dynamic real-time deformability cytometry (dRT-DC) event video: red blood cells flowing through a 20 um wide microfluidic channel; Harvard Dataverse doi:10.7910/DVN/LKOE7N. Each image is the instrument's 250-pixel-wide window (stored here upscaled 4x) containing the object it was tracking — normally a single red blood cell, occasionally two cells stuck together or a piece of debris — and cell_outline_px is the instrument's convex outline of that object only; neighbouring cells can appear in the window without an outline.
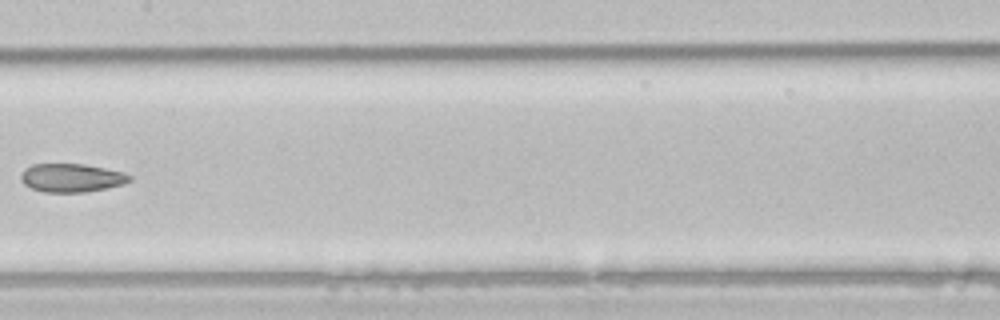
{"species": "common noctule bat (a hibernating species)", "species_latin": "Nyctalus noctula", "temperature_condition": "room temperature", "stored_images_in_passage": 4, "camera_frame_rate_fps": 3000, "um_per_image_px": 0.085, "animal": {"sex": "male", "body_mass_g": 21.5, "forearm_length_mm": 52.0}, "frame": {"image": 1, "passage_image": 4, "time_ms": 1.0, "image_size_px": [1000, 320], "cell_outline_px": [[132, 180], [124, 184], [84, 192], [44, 192], [32, 188], [24, 184], [20, 180], [20, 176], [32, 164], [84, 164], [124, 172], [132, 176]], "centroid_in_image_um": [6.11, 15.11], "position_along_channel_um": 201.3, "area_um2": 17.86}}